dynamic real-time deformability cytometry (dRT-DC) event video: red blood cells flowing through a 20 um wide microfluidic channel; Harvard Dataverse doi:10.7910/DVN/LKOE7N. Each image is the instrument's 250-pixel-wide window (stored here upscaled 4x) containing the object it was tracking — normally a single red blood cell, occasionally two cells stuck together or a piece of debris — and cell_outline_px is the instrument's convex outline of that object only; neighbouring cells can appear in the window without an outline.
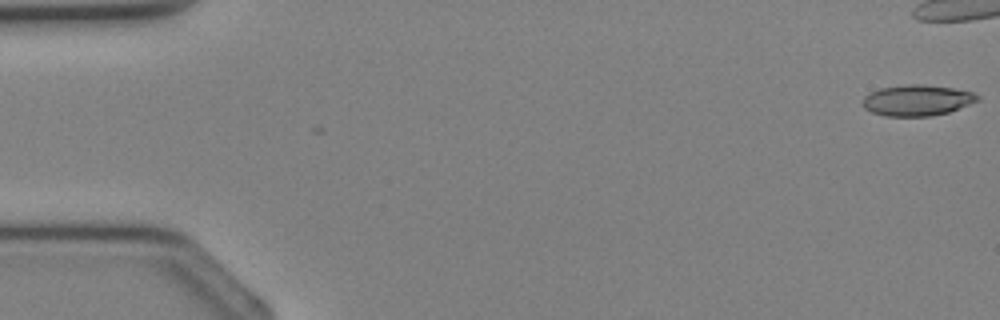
{"species": "Egyptian fruit bat (a non-hibernating species)", "species_latin": "Rousettus aegyptiacus", "temperature_condition": "cold", "stored_images_in_passage": 2, "camera_frame_rate_fps": 3000, "um_per_image_px": 0.085, "animal": {"sex": "female"}, "frame": {"image": 1, "passage_image": 1, "time_ms": 0.0, "image_size_px": [1000, 320], "cell_outline_px": [[980, 100], [948, 112], [928, 116], [884, 116], [872, 112], [864, 108], [864, 96], [880, 88], [908, 84], [920, 84], [952, 88], [972, 92], [980, 96]], "centroid_in_image_um": [77.96, 8.52], "position_along_channel_um": 7.0, "area_um2": 20.46}}